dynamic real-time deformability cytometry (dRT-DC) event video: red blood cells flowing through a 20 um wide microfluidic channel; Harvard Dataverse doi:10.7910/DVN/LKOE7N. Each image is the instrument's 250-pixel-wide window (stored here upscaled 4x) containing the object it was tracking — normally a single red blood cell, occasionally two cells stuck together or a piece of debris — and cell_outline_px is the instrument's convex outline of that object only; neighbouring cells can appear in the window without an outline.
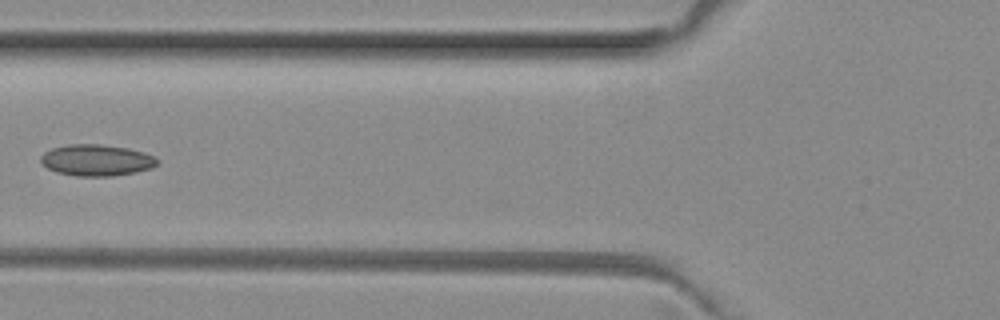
{"species": "common noctule bat (a hibernating species)", "species_latin": "Nyctalus noctula", "temperature_condition": "room temperature", "stored_images_in_passage": 3, "camera_frame_rate_fps": 3000, "um_per_image_px": 0.085, "animal": {"sex": "female", "body_mass_g": 29.2, "forearm_length_mm": 56.3}, "frame": {"image": 1, "passage_image": 3, "time_ms": 0.667, "image_size_px": [1000, 320], "cell_outline_px": [[160, 160], [152, 168], [136, 172], [112, 176], [76, 176], [56, 172], [48, 168], [40, 160], [40, 156], [44, 152], [52, 148], [68, 144], [100, 144], [128, 148], [144, 152], [156, 156]], "centroid_in_image_um": [8.23, 13.61], "position_along_channel_um": 117.6, "area_um2": 21.44}}